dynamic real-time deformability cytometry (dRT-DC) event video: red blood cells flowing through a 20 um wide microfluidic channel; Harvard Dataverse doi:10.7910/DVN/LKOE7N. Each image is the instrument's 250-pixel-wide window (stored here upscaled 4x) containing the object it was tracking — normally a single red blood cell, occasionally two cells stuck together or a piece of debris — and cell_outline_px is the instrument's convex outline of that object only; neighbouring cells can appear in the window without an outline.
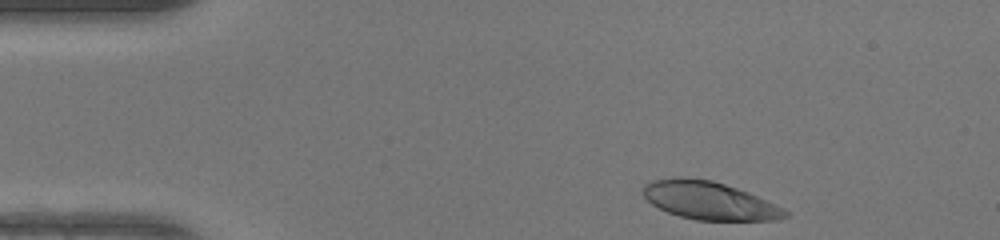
{"species": "human", "species_latin": "Homo sapiens", "temperature_condition": "warm", "stored_images_in_passage": 42, "camera_frame_rate_fps": 3000, "um_per_image_px": 0.085, "donor": {"sex": "female"}, "frame": {"image": 1, "passage_image": 1, "time_ms": 0.0, "image_size_px": [1000, 240], "cell_outline_px": [[788, 216], [780, 220], [696, 220], [680, 216], [668, 212], [652, 204], [640, 192], [644, 184], [652, 180], [672, 176], [680, 176], [712, 180], [748, 192], [784, 208], [788, 212]], "centroid_in_image_um": [60.25, 17.03], "position_along_channel_um": 24.7, "area_um2": 31.62}}
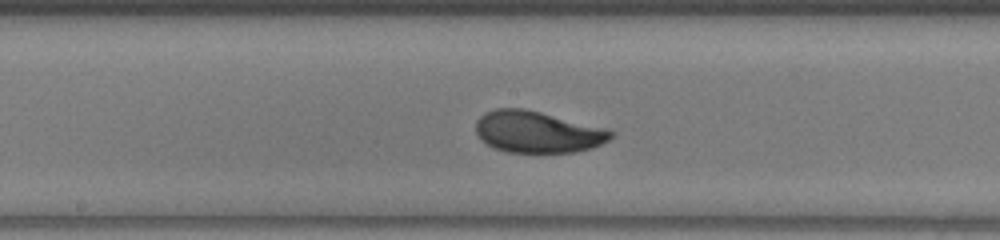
{"frame": {"image": 2, "passage_image": 19, "time_ms": 6.0, "image_size_px": [1000, 240], "cell_outline_px": [[616, 132], [608, 140], [592, 148], [576, 152], [508, 152], [492, 148], [480, 140], [476, 132], [476, 120], [484, 112], [496, 108], [524, 108], [608, 128]], "centroid_in_image_um": [45.67, 11.21], "position_along_channel_um": 202.5, "area_um2": 33.06}}
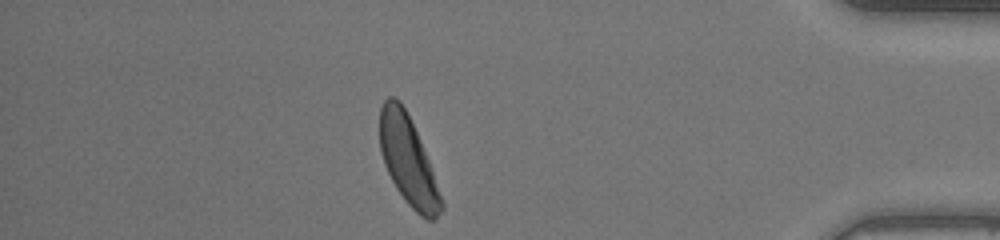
{"frame": {"image": 3, "passage_image": 36, "time_ms": 11.667, "image_size_px": [1000, 240], "cell_outline_px": [[444, 208], [436, 220], [428, 220], [420, 216], [404, 200], [396, 188], [384, 164], [380, 152], [380, 108], [384, 100], [388, 96], [392, 96], [400, 100], [416, 132], [428, 160], [444, 204]], "centroid_in_image_um": [34.68, 13.68], "position_along_channel_um": 400.5, "area_um2": 31.39}, "authors_computed_cell_mechanics": {"area_um2": 32.1657, "velocity_mm_per_s": 4.2657, "shape_relaxation_time_tau1_ms": 2.7991, "shape_relaxation_time_tau2_ms": 1.4985, "deformation_change_tau1": 0.1502, "deformation_change_tau2": 0.0616}}